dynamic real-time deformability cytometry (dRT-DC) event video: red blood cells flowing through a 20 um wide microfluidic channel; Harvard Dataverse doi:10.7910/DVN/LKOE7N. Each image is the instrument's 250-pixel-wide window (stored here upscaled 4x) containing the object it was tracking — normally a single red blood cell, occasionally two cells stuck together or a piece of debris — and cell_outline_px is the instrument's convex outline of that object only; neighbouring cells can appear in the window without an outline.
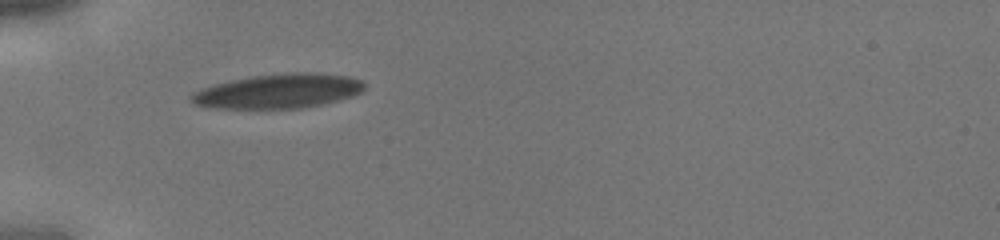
{"species": "human", "species_latin": "Homo sapiens", "temperature_condition": "cold", "stored_images_in_passage": 16, "camera_frame_rate_fps": 3000, "um_per_image_px": 0.085, "donor": {"sex": "male"}, "frame": {"image": 1, "passage_image": 1, "time_ms": 0.0, "image_size_px": [1000, 240], "cell_outline_px": [[364, 88], [360, 92], [352, 96], [320, 104], [300, 108], [212, 108], [196, 104], [188, 100], [188, 96], [192, 92], [200, 88], [212, 84], [252, 76], [288, 72], [316, 72], [348, 76], [360, 80], [364, 84]], "centroid_in_image_um": [23.59, 7.73], "position_along_channel_um": 61.4, "area_um2": 34.74}}
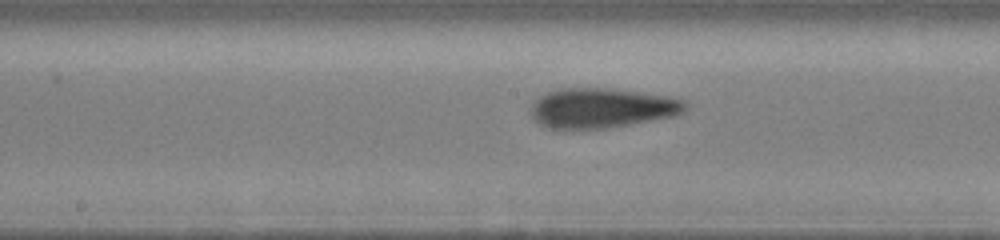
{"frame": {"image": 2, "passage_image": 10, "time_ms": 3.0, "image_size_px": [1000, 240], "cell_outline_px": [[688, 108], [684, 112], [676, 116], [608, 128], [548, 128], [540, 124], [528, 112], [528, 108], [540, 96], [548, 92], [564, 88], [600, 88], [640, 92], [668, 96], [684, 100], [688, 104]], "centroid_in_image_um": [51.17, 9.18], "position_along_channel_um": 197.0, "area_um2": 35.84}}
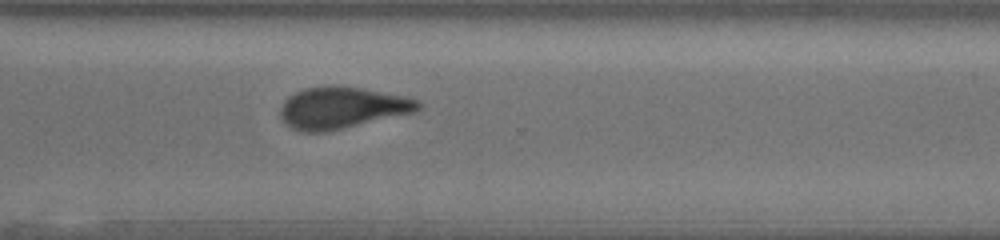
{"frame": {"image": 3, "passage_image": 16, "time_ms": 5.0, "image_size_px": [1000, 240], "cell_outline_px": [[420, 108], [412, 112], [328, 132], [304, 132], [292, 128], [284, 124], [280, 116], [280, 108], [284, 100], [288, 96], [304, 88], [332, 84], [360, 88], [404, 96], [420, 100]], "centroid_in_image_um": [29.0, 9.15], "position_along_channel_um": 341.6, "area_um2": 33.47}}